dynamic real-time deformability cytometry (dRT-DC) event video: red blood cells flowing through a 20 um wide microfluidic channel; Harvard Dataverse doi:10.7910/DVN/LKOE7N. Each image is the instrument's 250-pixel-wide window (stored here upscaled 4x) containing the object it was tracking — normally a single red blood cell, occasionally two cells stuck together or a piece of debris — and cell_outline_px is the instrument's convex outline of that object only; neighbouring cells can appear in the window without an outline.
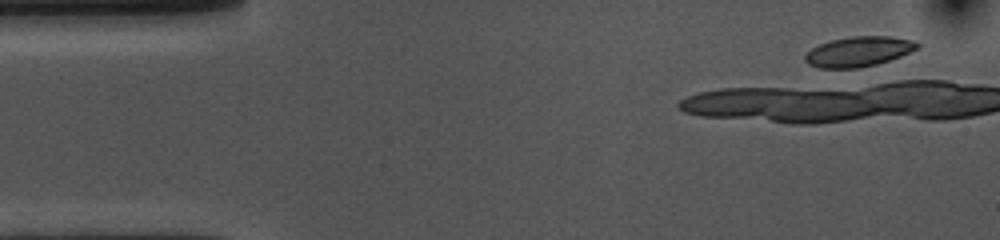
{"species": "common noctule bat (a hibernating species)", "species_latin": "Nyctalus noctula", "temperature_condition": "cold", "stored_images_in_passage": 3, "camera_frame_rate_fps": 3000, "um_per_image_px": 0.085, "animal": {"sex": "female", "body_mass_g": 10.0, "forearm_length_mm": 53.1}, "frame": {"image": 1, "passage_image": 3, "time_ms": 0.667, "image_size_px": [1000, 240], "cell_outline_px": [[920, 48], [900, 56], [876, 64], [860, 68], [820, 68], [808, 64], [804, 60], [804, 56], [812, 48], [820, 44], [832, 40], [852, 36], [888, 36], [912, 40], [920, 44]], "centroid_in_image_um": [72.98, 4.38], "position_along_channel_um": 12.0, "area_um2": 19.54}}